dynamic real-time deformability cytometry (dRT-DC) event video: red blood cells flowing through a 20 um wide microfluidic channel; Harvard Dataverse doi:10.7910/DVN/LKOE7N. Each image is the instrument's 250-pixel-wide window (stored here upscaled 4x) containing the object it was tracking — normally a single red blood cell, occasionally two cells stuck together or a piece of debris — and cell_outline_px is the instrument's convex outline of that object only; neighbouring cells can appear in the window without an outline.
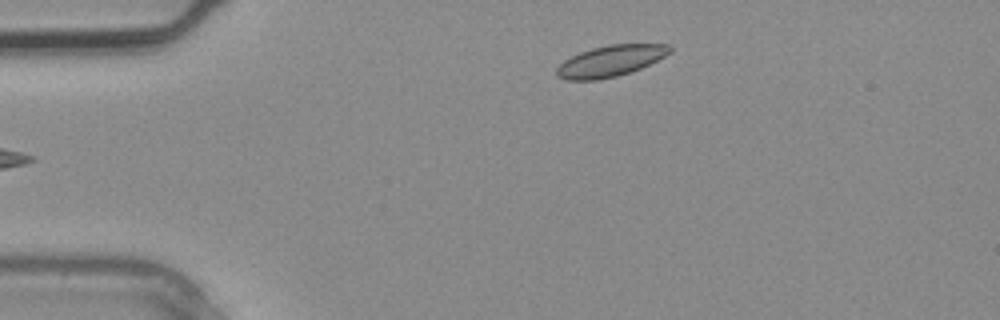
{"species": "common noctule bat (a hibernating species)", "species_latin": "Nyctalus noctula", "temperature_condition": "warm", "stored_images_in_passage": 3, "camera_frame_rate_fps": 3000, "um_per_image_px": 0.085, "animal": {"sex": "male", "body_mass_g": 20.4}, "frame": {"image": 1, "passage_image": 3, "time_ms": 0.667, "image_size_px": [1000, 320], "cell_outline_px": [[672, 52], [640, 68], [616, 76], [596, 80], [564, 80], [556, 76], [556, 68], [564, 60], [580, 52], [592, 48], [608, 44], [668, 44], [672, 48]], "centroid_in_image_um": [51.85, 5.18], "position_along_channel_um": 33.1, "area_um2": 20.4}}